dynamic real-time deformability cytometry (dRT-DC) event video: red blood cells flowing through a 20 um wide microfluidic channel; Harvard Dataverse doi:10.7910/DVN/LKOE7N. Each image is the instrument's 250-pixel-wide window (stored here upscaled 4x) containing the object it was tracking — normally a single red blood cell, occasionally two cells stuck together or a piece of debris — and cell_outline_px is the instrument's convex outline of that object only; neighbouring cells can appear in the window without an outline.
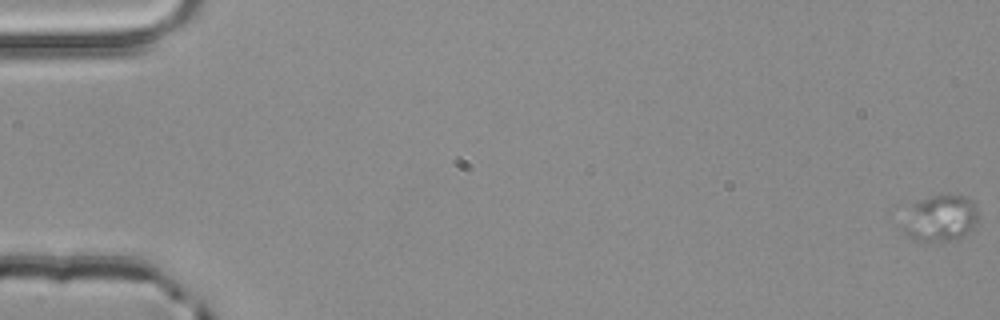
{"species": "common noctule bat (a hibernating species)", "species_latin": "Nyctalus noctula", "temperature_condition": "room temperature", "stored_images_in_passage": 4, "camera_frame_rate_fps": 3000, "um_per_image_px": 0.085, "animal": {"sex": "male", "body_mass_g": 20.4}, "frame": {"image": 1, "passage_image": 1, "time_ms": 0.0, "image_size_px": [1000, 320], "cell_outline_px": [[980, 216], [972, 228], [964, 236], [948, 240], [912, 240], [904, 232], [904, 228], [916, 204], [920, 200], [932, 196], [964, 196], [972, 200], [976, 204]], "centroid_in_image_um": [80.06, 18.56], "position_along_channel_um": 4.9, "area_um2": 19.42}}
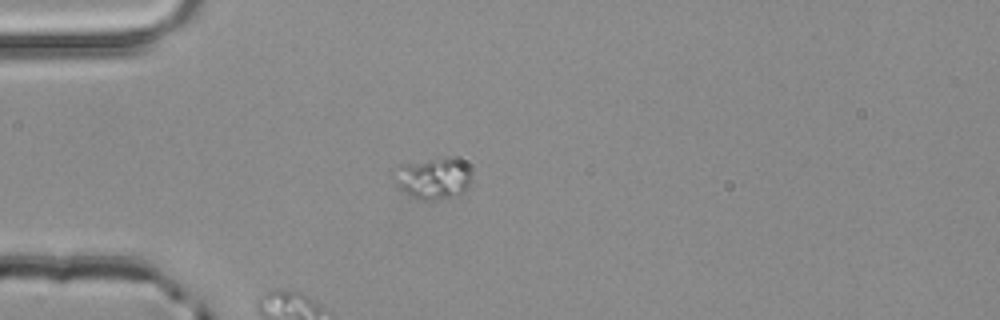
{"frame": {"image": 2, "passage_image": 4, "time_ms": 1.0, "image_size_px": [1000, 320], "cell_outline_px": [[472, 172], [468, 188], [464, 192], [448, 196], [428, 200], [420, 200], [412, 196], [400, 188], [392, 180], [392, 168], [396, 164], [428, 160], [460, 160], [468, 164]], "centroid_in_image_um": [36.76, 15.15], "position_along_channel_um": 48.2, "area_um2": 18.55}}